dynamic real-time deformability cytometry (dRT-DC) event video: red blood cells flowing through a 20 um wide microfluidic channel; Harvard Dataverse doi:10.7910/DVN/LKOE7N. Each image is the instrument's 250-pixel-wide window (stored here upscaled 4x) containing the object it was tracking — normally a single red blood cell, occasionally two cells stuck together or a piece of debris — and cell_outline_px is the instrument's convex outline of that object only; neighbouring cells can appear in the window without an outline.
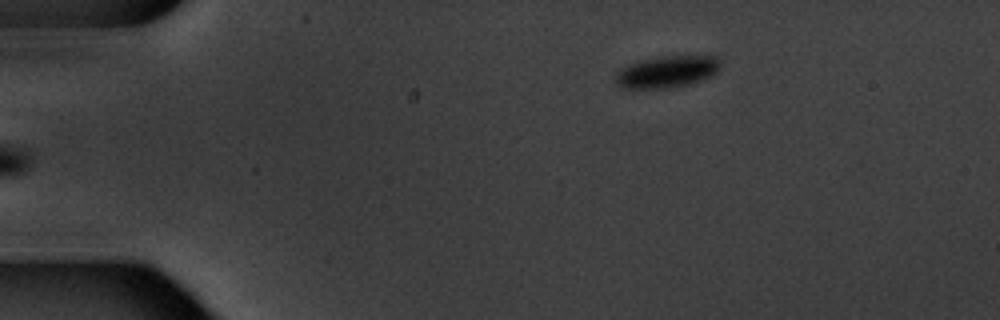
{"species": "common noctule bat (a hibernating species)", "species_latin": "Nyctalus noctula", "temperature_condition": "warm", "stored_images_in_passage": 5, "camera_frame_rate_fps": 3000, "um_per_image_px": 0.085, "animal": {"sex": "male", "body_mass_g": 20.1, "forearm_length_mm": 53.5}, "frame": {"image": 1, "passage_image": 5, "time_ms": 5.333, "image_size_px": [1000, 320], "cell_outline_px": [[720, 68], [712, 76], [688, 84], [668, 88], [624, 88], [616, 84], [616, 72], [628, 64], [640, 60], [676, 52], [708, 52], [716, 56], [720, 60]], "centroid_in_image_um": [56.81, 5.99], "position_along_channel_um": 28.2, "area_um2": 20.75}}